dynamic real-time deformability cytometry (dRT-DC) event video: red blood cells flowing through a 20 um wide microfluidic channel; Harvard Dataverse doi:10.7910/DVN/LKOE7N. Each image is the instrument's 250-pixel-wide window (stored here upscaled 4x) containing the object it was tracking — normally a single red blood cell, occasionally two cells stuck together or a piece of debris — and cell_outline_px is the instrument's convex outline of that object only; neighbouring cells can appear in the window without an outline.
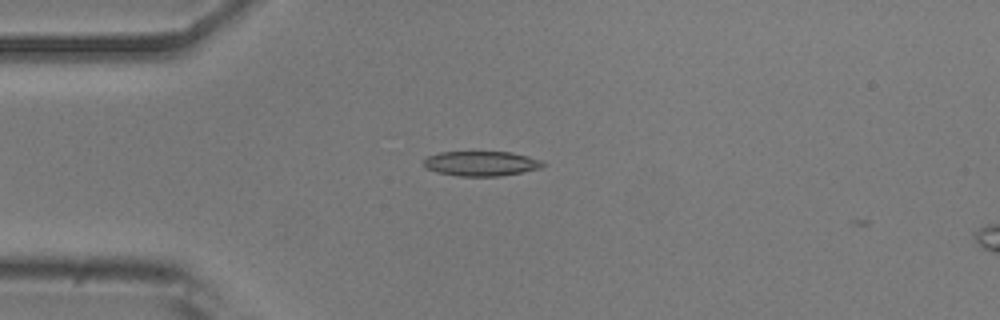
{"species": "common noctule bat (a hibernating species)", "species_latin": "Nyctalus noctula", "temperature_condition": "room temperature", "stored_images_in_passage": 2, "camera_frame_rate_fps": 3000, "um_per_image_px": 0.085, "animal": {"sex": "male", "body_mass_g": 20.5, "forearm_length_mm": 52.5}, "frame": {"image": 1, "passage_image": 1, "time_ms": 0.0, "image_size_px": [1000, 320], "cell_outline_px": [[548, 164], [540, 168], [524, 172], [500, 176], [460, 176], [436, 172], [428, 168], [424, 164], [424, 160], [428, 156], [440, 152], [512, 152], [528, 156], [540, 160]], "centroid_in_image_um": [40.95, 13.9], "position_along_channel_um": 44.1, "area_um2": 17.22}}